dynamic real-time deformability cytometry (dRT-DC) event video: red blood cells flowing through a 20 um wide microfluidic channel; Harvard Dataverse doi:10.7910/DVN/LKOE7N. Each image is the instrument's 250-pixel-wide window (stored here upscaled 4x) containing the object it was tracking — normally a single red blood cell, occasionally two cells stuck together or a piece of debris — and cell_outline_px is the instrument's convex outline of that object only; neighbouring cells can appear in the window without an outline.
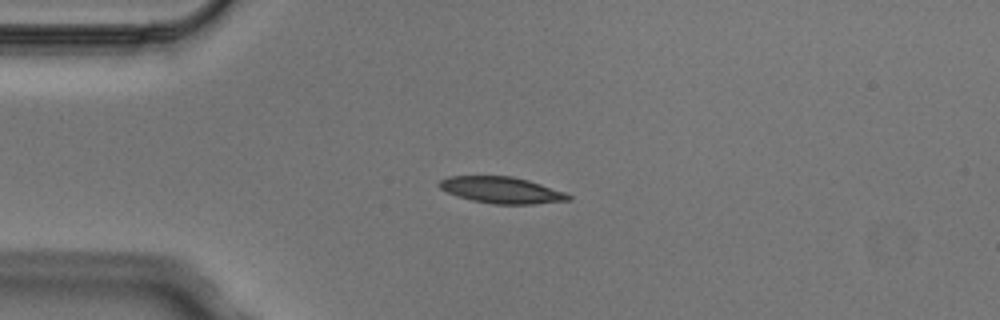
{"species": "Egyptian fruit bat (a non-hibernating species)", "species_latin": "Rousettus aegyptiacus", "temperature_condition": "cold", "stored_images_in_passage": 6, "camera_frame_rate_fps": 3000, "um_per_image_px": 0.085, "animal": {"sex": "male"}, "frame": {"image": 1, "passage_image": 4, "time_ms": 1.0, "image_size_px": [1000, 320], "cell_outline_px": [[572, 200], [532, 204], [492, 204], [472, 200], [456, 196], [440, 188], [436, 184], [440, 180], [448, 176], [512, 176], [528, 180], [564, 192], [572, 196]], "centroid_in_image_um": [42.61, 16.16], "position_along_channel_um": 42.4, "area_um2": 19.88}}
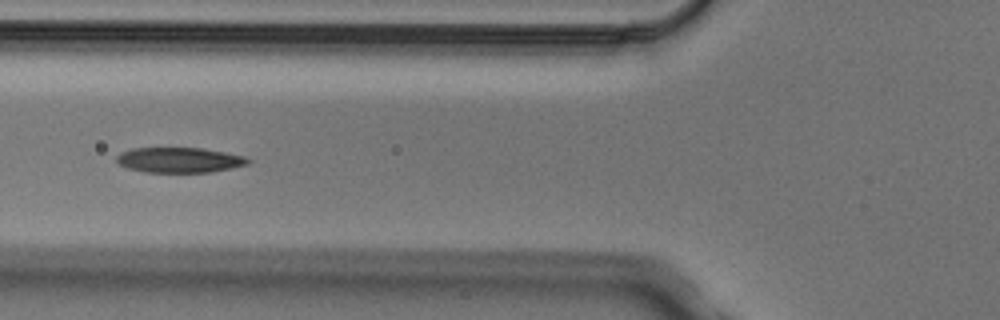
{"frame": {"image": 2, "passage_image": 6, "time_ms": 1.667, "image_size_px": [1000, 320], "cell_outline_px": [[252, 160], [248, 164], [212, 172], [144, 172], [128, 168], [120, 164], [116, 160], [116, 156], [120, 152], [132, 148], [204, 148], [244, 156]], "centroid_in_image_um": [15.24, 13.6], "position_along_channel_um": 110.6, "area_um2": 19.31}}